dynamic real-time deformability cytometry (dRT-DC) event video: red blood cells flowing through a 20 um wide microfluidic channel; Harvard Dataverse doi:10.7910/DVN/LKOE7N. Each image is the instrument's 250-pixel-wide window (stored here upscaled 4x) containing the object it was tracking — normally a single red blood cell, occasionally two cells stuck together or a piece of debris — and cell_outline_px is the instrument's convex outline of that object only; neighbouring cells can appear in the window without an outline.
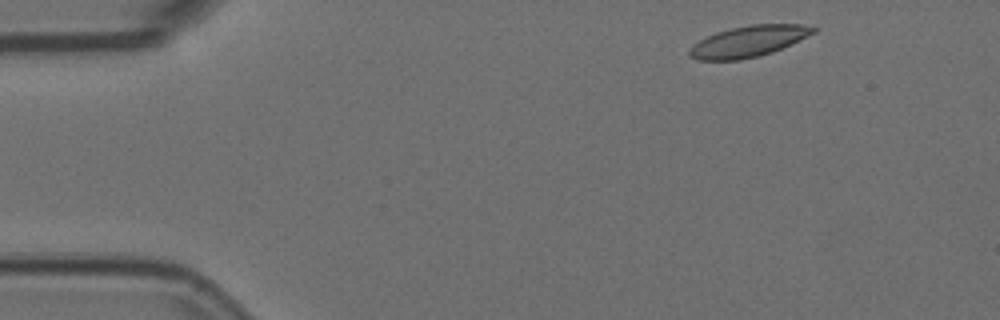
{"species": "Egyptian fruit bat (a non-hibernating species)", "species_latin": "Rousettus aegyptiacus", "temperature_condition": "room temperature", "stored_images_in_passage": 3, "camera_frame_rate_fps": 3000, "um_per_image_px": 0.085, "animal": {"sex": "female"}, "frame": {"image": 1, "passage_image": 1, "time_ms": 0.0, "image_size_px": [1000, 320], "cell_outline_px": [[816, 32], [772, 52], [740, 60], [696, 60], [688, 56], [688, 52], [692, 44], [716, 32], [732, 28], [752, 24], [804, 24], [816, 28]], "centroid_in_image_um": [63.58, 3.51], "position_along_channel_um": 21.4, "area_um2": 22.25}}